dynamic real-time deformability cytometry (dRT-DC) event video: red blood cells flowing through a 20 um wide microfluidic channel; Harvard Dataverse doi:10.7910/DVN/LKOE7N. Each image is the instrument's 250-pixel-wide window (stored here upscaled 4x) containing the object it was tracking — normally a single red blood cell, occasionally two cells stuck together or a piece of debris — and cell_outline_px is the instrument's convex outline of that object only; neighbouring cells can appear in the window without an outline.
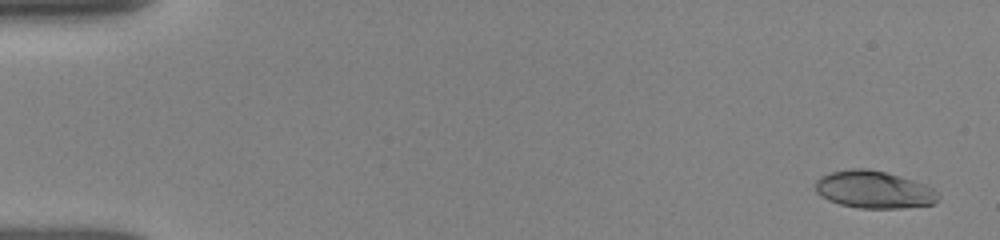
{"species": "human", "species_latin": "Homo sapiens", "temperature_condition": "room temperature", "stored_images_in_passage": 51, "camera_frame_rate_fps": 3000, "um_per_image_px": 0.085, "donor": {"sex": "female"}, "frame": {"image": 1, "passage_image": 2, "time_ms": 0.333, "image_size_px": [1000, 240], "cell_outline_px": [[940, 196], [932, 204], [900, 208], [860, 208], [840, 204], [828, 200], [820, 196], [816, 192], [816, 180], [820, 176], [832, 172], [852, 168], [864, 168], [884, 172], [900, 176], [924, 184], [932, 188]], "centroid_in_image_um": [74.25, 16.12], "position_along_channel_um": 10.8, "area_um2": 26.53}}
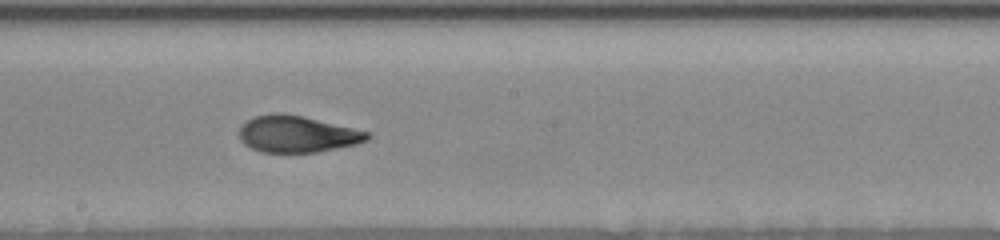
{"frame": {"image": 2, "passage_image": 29, "time_ms": 9.333, "image_size_px": [1000, 240], "cell_outline_px": [[372, 136], [368, 140], [356, 144], [316, 152], [260, 152], [244, 144], [240, 140], [240, 128], [252, 116], [272, 112], [284, 112], [304, 116], [368, 132]], "centroid_in_image_um": [25.23, 11.38], "position_along_channel_um": 223.0, "area_um2": 27.34}}
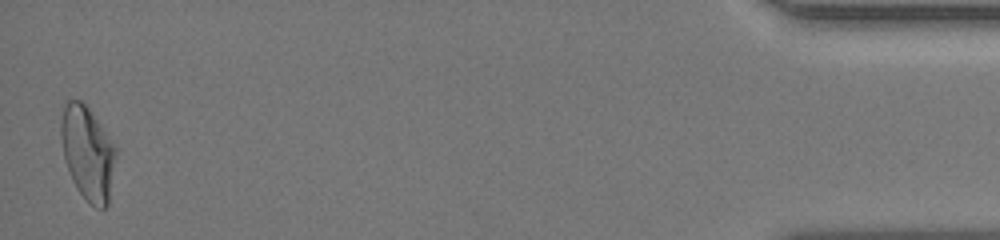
{"frame": {"image": 3, "passage_image": 51, "time_ms": 16.667, "image_size_px": [1000, 240], "cell_outline_px": [[116, 156], [108, 204], [104, 208], [96, 208], [76, 188], [72, 180], [64, 156], [60, 136], [60, 124], [64, 104], [68, 100], [80, 100], [88, 108], [116, 148]], "centroid_in_image_um": [7.43, 13.0], "position_along_channel_um": 427.8, "area_um2": 29.42}, "authors_computed_cell_mechanics": {"area_um2": 27.455, "velocity_mm_per_s": 3.9285, "shape_relaxation_time_tau1_ms": 5.0699, "shape_relaxation_time_tau2_ms": 1.3584, "deformation_change_tau1": 0.1892, "deformation_change_tau2": 0.0711}}